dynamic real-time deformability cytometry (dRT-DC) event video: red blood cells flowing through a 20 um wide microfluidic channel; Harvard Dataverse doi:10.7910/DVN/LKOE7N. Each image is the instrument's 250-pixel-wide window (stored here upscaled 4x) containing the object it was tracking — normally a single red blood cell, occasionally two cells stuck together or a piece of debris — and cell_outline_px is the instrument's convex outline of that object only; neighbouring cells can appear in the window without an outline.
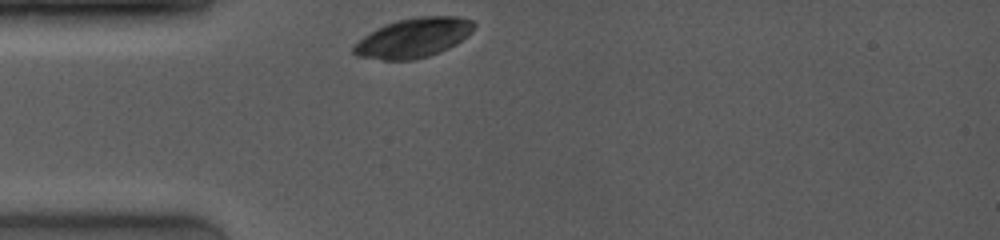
{"species": "common noctule bat (a hibernating species)", "species_latin": "Nyctalus noctula", "temperature_condition": "room temperature", "stored_images_in_passage": 31, "camera_frame_rate_fps": 4000, "um_per_image_px": 0.085, "animal": {"sex": "female", "body_mass_g": 19.0, "forearm_length_mm": 53.3}, "frame": {"image": 1, "passage_image": 1, "time_ms": 0.0, "image_size_px": [1000, 240], "cell_outline_px": [[476, 24], [456, 44], [440, 52], [428, 56], [412, 60], [384, 60], [356, 56], [352, 52], [352, 48], [364, 36], [376, 28], [384, 24], [396, 20], [416, 16], [456, 16], [472, 20]], "centroid_in_image_um": [35.1, 3.21], "position_along_channel_um": 49.9, "area_um2": 27.51}}
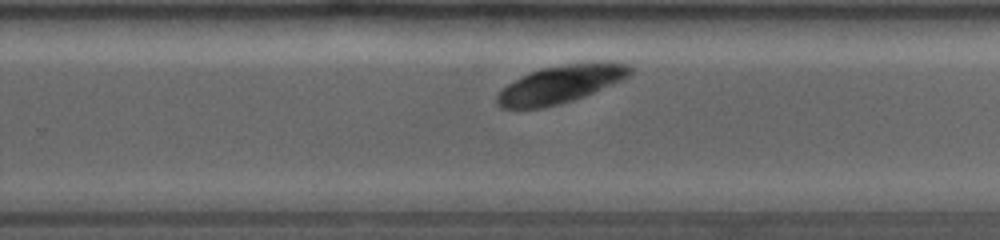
{"frame": {"image": 2, "passage_image": 23, "time_ms": 6.25, "image_size_px": [1000, 240], "cell_outline_px": [[636, 68], [628, 76], [620, 80], [584, 96], [560, 104], [544, 108], [500, 108], [496, 104], [496, 96], [508, 84], [528, 72], [540, 68], [564, 64], [592, 60], [612, 60], [632, 64]], "centroid_in_image_um": [47.73, 7.1], "position_along_channel_um": 282.1, "area_um2": 29.88}}
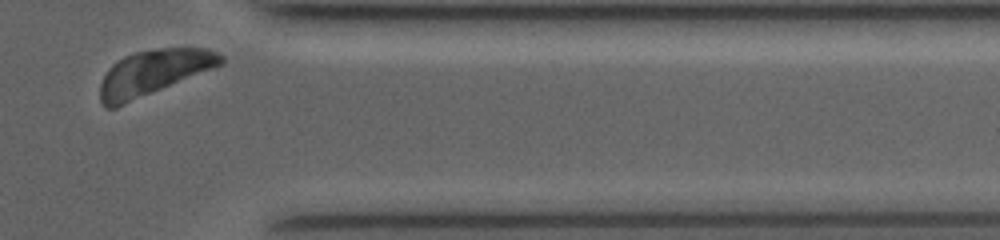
{"frame": {"image": 3, "passage_image": 30, "time_ms": 9.25, "image_size_px": [1000, 240], "cell_outline_px": [[224, 64], [116, 108], [104, 108], [100, 100], [100, 84], [108, 68], [112, 64], [124, 56], [132, 52], [160, 48], [204, 48], [216, 52], [224, 56]], "centroid_in_image_um": [13.03, 6.18], "position_along_channel_um": 398.4, "area_um2": 32.02}, "authors_computed_cell_mechanics": {"area_um2": 29.0734, "velocity_mm_per_s": 3.9071, "shape_relaxation_time_tau1_ms": 3.0996, "shape_relaxation_time_tau2_ms": null, "deformation_change_tau1": 0.2243, "deformation_change_tau2": null}}